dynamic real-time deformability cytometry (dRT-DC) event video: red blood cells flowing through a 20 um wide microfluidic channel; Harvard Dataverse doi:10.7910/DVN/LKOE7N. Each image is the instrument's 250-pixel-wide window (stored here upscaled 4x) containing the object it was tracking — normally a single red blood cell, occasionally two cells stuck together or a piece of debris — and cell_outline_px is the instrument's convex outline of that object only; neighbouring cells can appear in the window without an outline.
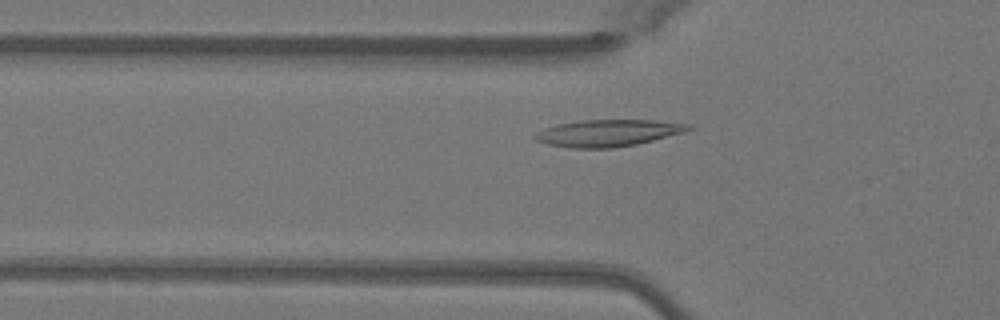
{"species": "Egyptian fruit bat (a non-hibernating species)", "species_latin": "Rousettus aegyptiacus", "temperature_condition": "warm", "stored_images_in_passage": 39, "segment_of_instrument_passage": [1, 2], "camera_frame_rate_fps": 3000, "um_per_image_px": 0.085, "animal": {"sex": "female"}, "frame": {"image": 1, "passage_image": 5, "time_ms": 1.333, "image_size_px": [1000, 320], "cell_outline_px": [[692, 128], [684, 132], [636, 144], [612, 148], [572, 148], [548, 144], [536, 140], [532, 136], [536, 132], [544, 128], [560, 124], [580, 120], [652, 120], [692, 124]], "centroid_in_image_um": [51.67, 11.3], "position_along_channel_um": 74.1, "area_um2": 23.81}}
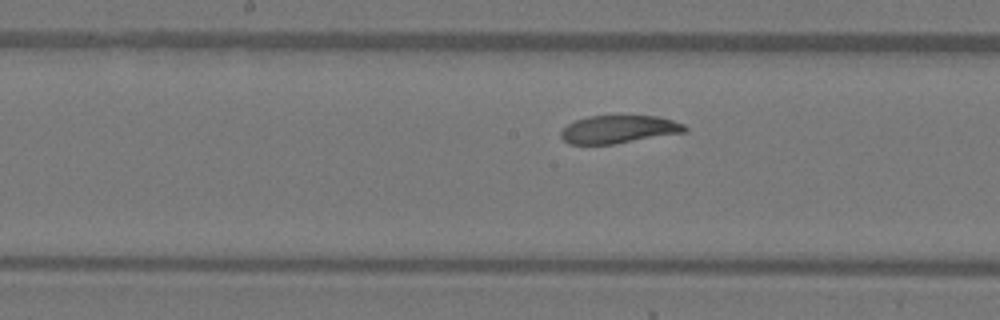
{"frame": {"image": 2, "passage_image": 14, "time_ms": 4.333, "image_size_px": [1000, 320], "cell_outline_px": [[688, 132], [612, 144], [568, 144], [560, 136], [560, 132], [568, 124], [576, 120], [588, 116], [656, 116], [672, 120], [684, 124], [688, 128]], "centroid_in_image_um": [52.61, 10.99], "position_along_channel_um": 195.6, "area_um2": 20.11}}
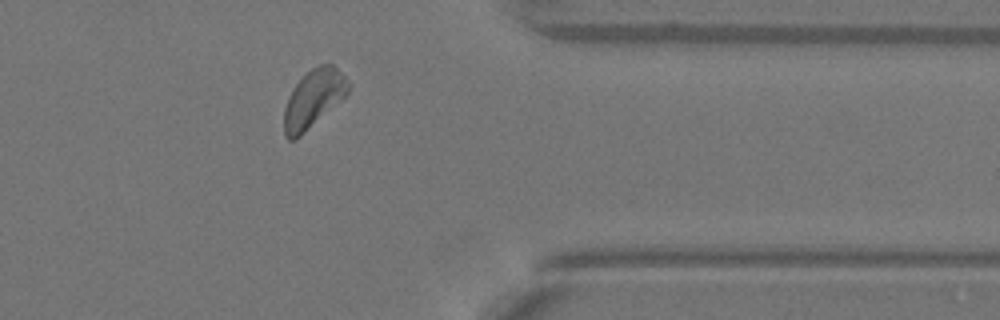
{"frame": {"image": 3, "passage_image": 29, "time_ms": 9.333, "image_size_px": [1000, 320], "cell_outline_px": [[352, 84], [348, 92], [344, 96], [296, 140], [288, 140], [284, 136], [284, 108], [288, 96], [292, 88], [312, 68], [320, 64], [332, 64]], "centroid_in_image_um": [26.62, 8.4], "position_along_channel_um": 384.8, "area_um2": 21.33}}